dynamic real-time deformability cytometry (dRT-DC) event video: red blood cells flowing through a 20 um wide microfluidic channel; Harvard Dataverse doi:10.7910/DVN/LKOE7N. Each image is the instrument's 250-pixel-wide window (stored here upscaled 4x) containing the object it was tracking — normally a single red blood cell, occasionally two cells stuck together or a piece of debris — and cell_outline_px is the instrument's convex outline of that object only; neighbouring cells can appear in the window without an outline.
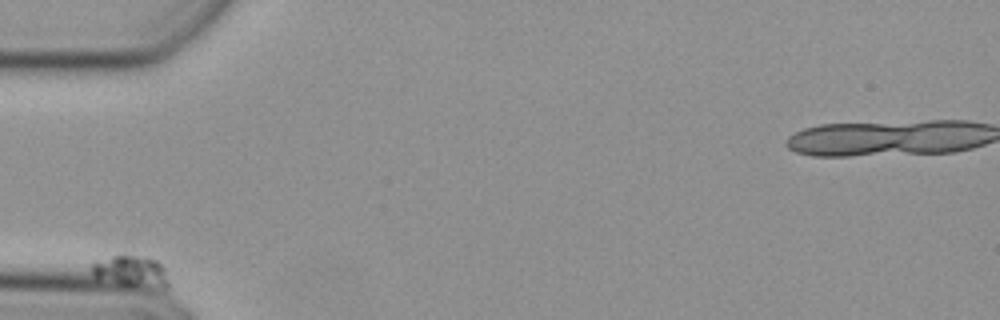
{"species": "Egyptian fruit bat (a non-hibernating species)", "species_latin": "Rousettus aegyptiacus", "temperature_condition": "cold", "stored_images_in_passage": 43, "camera_frame_rate_fps": 3000, "um_per_image_px": 0.085, "animal": {"sex": "female"}, "frame": {"image": 1, "passage_image": 1, "time_ms": 0.0, "image_size_px": [1000, 320], "cell_outline_px": [[168, 288], [164, 288], [120, 284], [92, 276], [92, 264], [96, 260], [124, 252], [144, 256], [156, 260], [164, 268], [168, 284]], "centroid_in_image_um": [11.12, 23.0], "position_along_channel_um": 73.9, "area_um2": 14.22}}
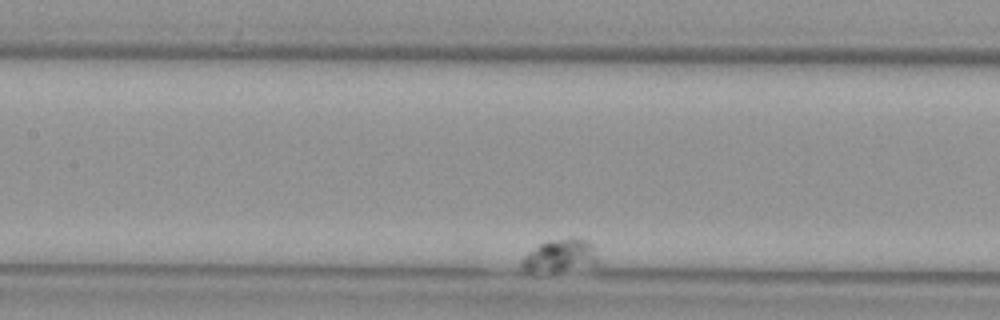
{"frame": {"image": 2, "passage_image": 14, "time_ms": 4.333, "image_size_px": [1000, 320], "cell_outline_px": [[600, 264], [560, 272], [552, 272], [524, 268], [520, 264], [520, 260], [528, 252], [540, 244], [548, 240], [572, 236], [588, 240], [600, 260]], "centroid_in_image_um": [47.69, 21.71], "position_along_channel_um": 159.7, "area_um2": 14.74}}
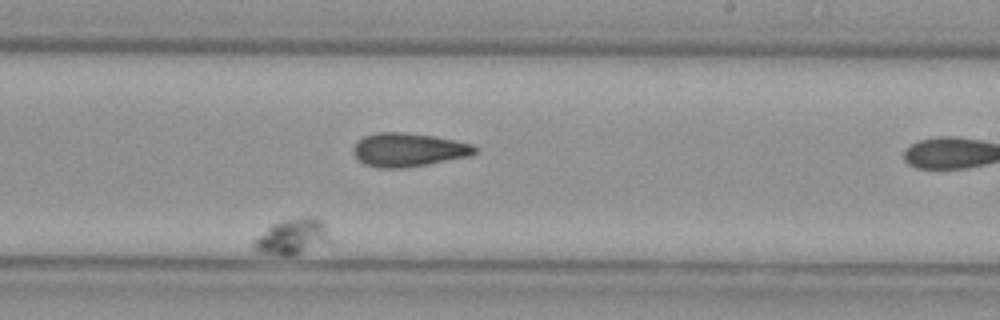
{"frame": {"image": 3, "passage_image": 27, "time_ms": 8.667, "image_size_px": [1000, 320], "cell_outline_px": [[332, 244], [292, 256], [280, 256], [260, 252], [252, 244], [256, 236], [272, 224], [284, 220], [300, 216], [312, 216], [324, 220], [332, 240]], "centroid_in_image_um": [24.95, 20.12], "position_along_channel_um": 264.1, "area_um2": 16.59}}